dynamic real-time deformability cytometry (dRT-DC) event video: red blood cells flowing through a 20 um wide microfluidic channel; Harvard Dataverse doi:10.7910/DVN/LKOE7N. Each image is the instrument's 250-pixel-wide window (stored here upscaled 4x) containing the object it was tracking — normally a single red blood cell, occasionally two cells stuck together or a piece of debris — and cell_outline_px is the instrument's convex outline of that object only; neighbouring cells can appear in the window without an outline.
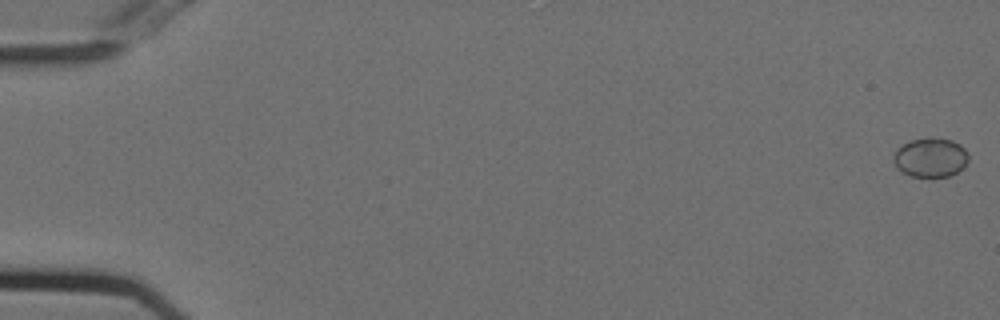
{"species": "Egyptian fruit bat (a non-hibernating species)", "species_latin": "Rousettus aegyptiacus", "temperature_condition": "cold", "stored_images_in_passage": 55, "camera_frame_rate_fps": 3000, "um_per_image_px": 0.085, "animal": {"sex": "female"}, "frame": {"image": 1, "passage_image": 1, "time_ms": 0.0, "image_size_px": [1000, 320], "cell_outline_px": [[968, 160], [964, 168], [948, 176], [908, 176], [896, 168], [892, 160], [892, 156], [896, 148], [912, 140], [952, 140], [960, 144], [968, 152]], "centroid_in_image_um": [79.07, 13.42], "position_along_channel_um": 5.9, "area_um2": 16.88}}
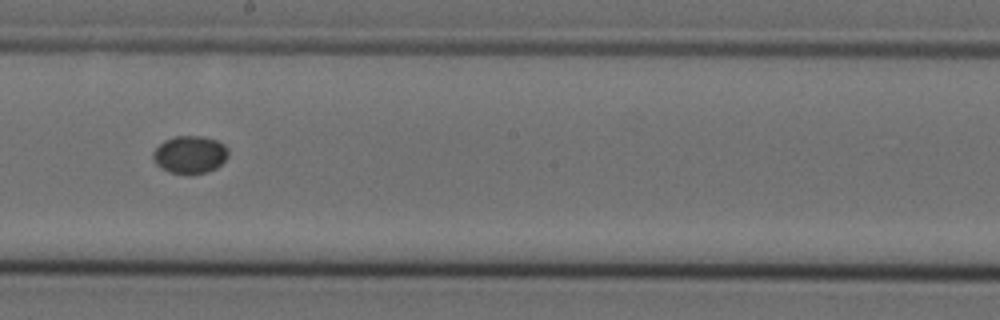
{"frame": {"image": 2, "passage_image": 32, "time_ms": 10.333, "image_size_px": [1000, 320], "cell_outline_px": [[228, 156], [216, 168], [204, 172], [188, 176], [168, 172], [156, 164], [152, 156], [152, 152], [164, 140], [176, 136], [204, 136], [216, 140], [224, 144], [228, 148]], "centroid_in_image_um": [16.13, 13.15], "position_along_channel_um": 232.1, "area_um2": 16.7}}
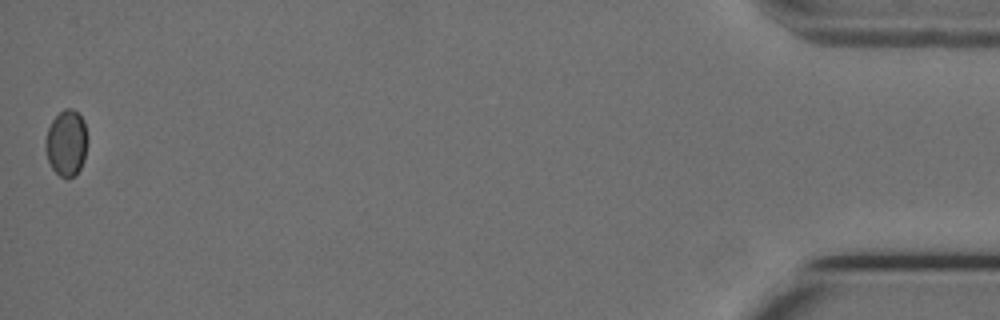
{"frame": {"image": 3, "passage_image": 55, "time_ms": 18.0, "image_size_px": [1000, 320], "cell_outline_px": [[88, 140], [84, 160], [76, 176], [68, 180], [60, 176], [52, 168], [48, 160], [44, 144], [48, 128], [52, 120], [64, 108], [72, 108], [84, 120], [88, 136]], "centroid_in_image_um": [5.66, 12.18], "position_along_channel_um": 429.5, "area_um2": 16.47}}